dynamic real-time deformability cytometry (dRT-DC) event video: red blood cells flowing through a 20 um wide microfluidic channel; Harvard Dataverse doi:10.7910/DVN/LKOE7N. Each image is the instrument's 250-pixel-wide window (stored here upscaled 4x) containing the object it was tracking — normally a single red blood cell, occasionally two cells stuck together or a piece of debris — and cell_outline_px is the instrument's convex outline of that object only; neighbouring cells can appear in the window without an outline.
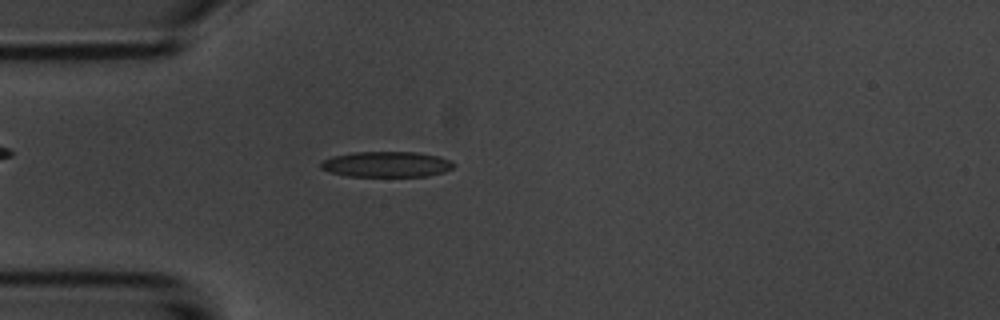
{"species": "common noctule bat (a hibernating species)", "species_latin": "Nyctalus noctula", "temperature_condition": "room temperature", "stored_images_in_passage": 1, "camera_frame_rate_fps": 3000, "um_per_image_px": 0.085, "animal": {"sex": "male", "body_mass_g": 20.1, "forearm_length_mm": 53.5}, "frame": {"image": 1, "passage_image": 1, "time_ms": 0.0, "image_size_px": [1000, 320], "cell_outline_px": [[456, 164], [452, 168], [444, 172], [428, 176], [344, 176], [328, 172], [320, 168], [320, 164], [324, 160], [332, 156], [352, 152], [416, 152], [440, 156]], "centroid_in_image_um": [32.83, 13.96], "position_along_channel_um": 52.2, "area_um2": 19.94}}